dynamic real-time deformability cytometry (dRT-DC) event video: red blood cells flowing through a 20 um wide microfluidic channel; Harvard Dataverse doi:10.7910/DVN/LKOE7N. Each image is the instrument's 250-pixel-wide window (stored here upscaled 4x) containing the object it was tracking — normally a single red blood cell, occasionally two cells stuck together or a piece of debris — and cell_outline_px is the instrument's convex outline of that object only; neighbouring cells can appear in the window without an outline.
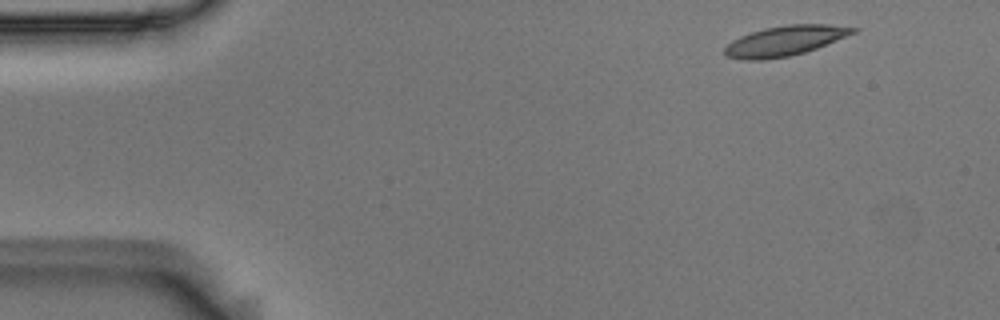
{"species": "Egyptian fruit bat (a non-hibernating species)", "species_latin": "Rousettus aegyptiacus", "temperature_condition": "room temperature", "stored_images_in_passage": 4, "camera_frame_rate_fps": 3000, "um_per_image_px": 0.085, "animal": {"sex": "male"}, "frame": {"image": 1, "passage_image": 1, "time_ms": 0.0, "image_size_px": [1000, 320], "cell_outline_px": [[860, 28], [856, 32], [816, 48], [804, 52], [788, 56], [764, 60], [740, 60], [728, 56], [724, 52], [724, 48], [732, 40], [740, 36], [764, 28], [788, 24], [828, 24]], "centroid_in_image_um": [66.7, 3.46], "position_along_channel_um": 18.3, "area_um2": 22.31}}
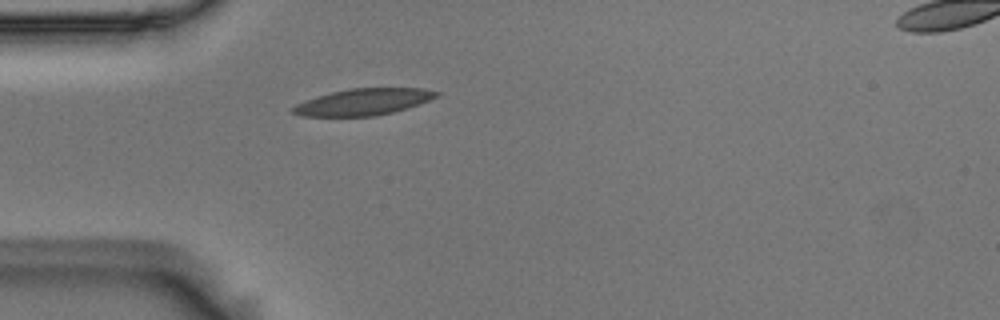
{"frame": {"image": 2, "passage_image": 4, "time_ms": 1.0, "image_size_px": [1000, 320], "cell_outline_px": [[440, 96], [392, 112], [376, 116], [300, 116], [292, 112], [292, 108], [296, 104], [316, 96], [348, 88], [424, 88], [440, 92]], "centroid_in_image_um": [30.87, 8.65], "position_along_channel_um": 54.1, "area_um2": 22.02}}